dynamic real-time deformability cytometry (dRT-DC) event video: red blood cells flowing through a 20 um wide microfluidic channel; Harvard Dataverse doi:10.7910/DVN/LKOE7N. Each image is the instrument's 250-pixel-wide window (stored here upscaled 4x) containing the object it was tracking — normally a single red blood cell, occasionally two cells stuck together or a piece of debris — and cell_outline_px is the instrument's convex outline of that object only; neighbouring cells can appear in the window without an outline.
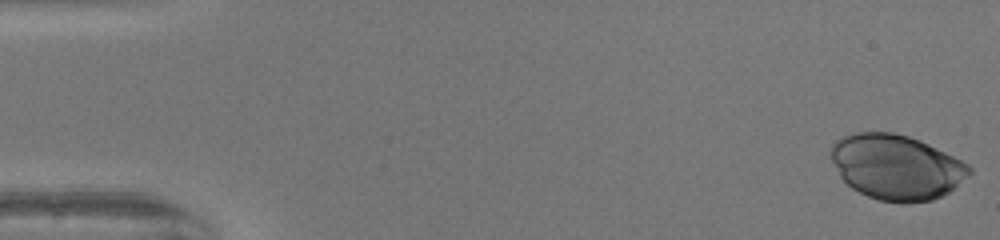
{"species": "human", "species_latin": "Homo sapiens", "temperature_condition": "warm", "stored_images_in_passage": 51, "camera_frame_rate_fps": 3000, "um_per_image_px": 0.085, "donor": {"sex": "female"}, "frame": {"image": 1, "passage_image": 1, "time_ms": 0.0, "image_size_px": [1000, 240], "cell_outline_px": [[972, 172], [948, 192], [932, 200], [908, 204], [900, 204], [880, 200], [868, 196], [852, 188], [840, 176], [832, 160], [832, 144], [836, 140], [844, 136], [856, 132], [892, 132], [908, 136], [920, 140], [968, 164], [972, 168]], "centroid_in_image_um": [76.19, 14.21], "position_along_channel_um": 8.8, "area_um2": 52.08}}
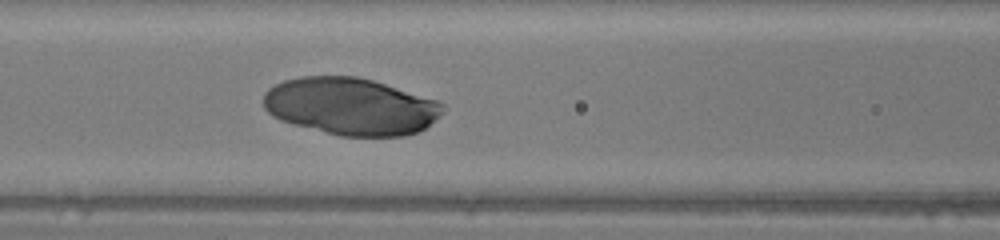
{"frame": {"image": 2, "passage_image": 22, "time_ms": 7.0, "image_size_px": [1000, 240], "cell_outline_px": [[448, 108], [444, 112], [424, 128], [416, 132], [404, 136], [340, 136], [292, 124], [280, 120], [272, 116], [264, 108], [264, 92], [268, 88], [284, 80], [300, 76], [356, 76], [372, 80], [440, 100]], "centroid_in_image_um": [29.82, 9.03], "position_along_channel_um": 136.8, "area_um2": 60.17}}
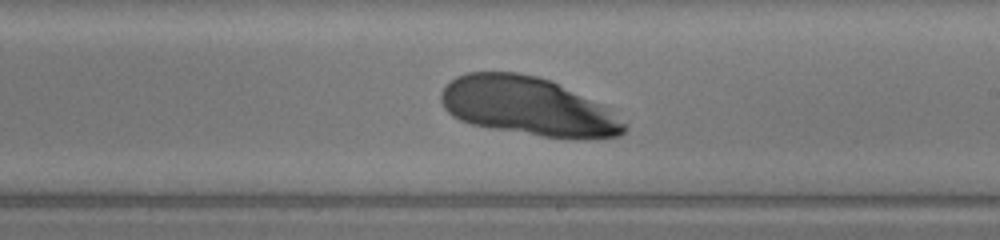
{"frame": {"image": 3, "passage_image": 30, "time_ms": 9.667, "image_size_px": [1000, 240], "cell_outline_px": [[628, 128], [620, 136], [584, 140], [544, 136], [492, 128], [472, 124], [460, 120], [452, 116], [444, 108], [440, 100], [440, 92], [444, 84], [456, 76], [468, 72], [516, 72], [536, 76], [552, 80], [608, 108], [628, 124]], "centroid_in_image_um": [44.88, 9.04], "position_along_channel_um": 244.1, "area_um2": 62.71}}